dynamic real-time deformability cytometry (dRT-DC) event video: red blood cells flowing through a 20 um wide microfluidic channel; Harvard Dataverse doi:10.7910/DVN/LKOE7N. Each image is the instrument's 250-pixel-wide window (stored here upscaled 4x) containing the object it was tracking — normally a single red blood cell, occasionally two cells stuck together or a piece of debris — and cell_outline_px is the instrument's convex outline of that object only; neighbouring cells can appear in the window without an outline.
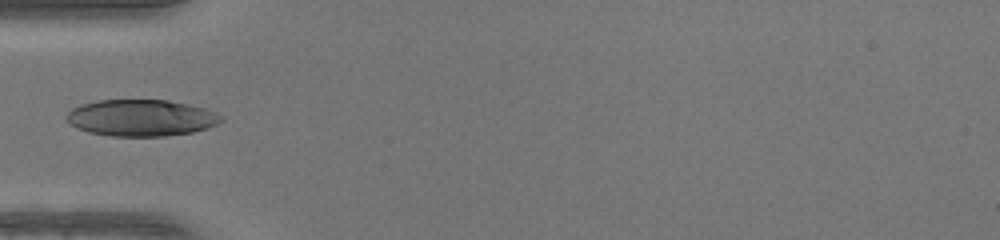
{"species": "human", "species_latin": "Homo sapiens", "temperature_condition": "warm", "stored_images_in_passage": 31, "camera_frame_rate_fps": 3000, "um_per_image_px": 0.085, "donor": {"sex": "female"}, "frame": {"image": 1, "passage_image": 1, "time_ms": 0.0, "image_size_px": [1000, 240], "cell_outline_px": [[224, 120], [208, 128], [192, 132], [164, 136], [112, 136], [88, 132], [76, 128], [68, 124], [64, 120], [64, 116], [72, 108], [80, 104], [96, 100], [168, 100], [188, 104], [204, 108], [216, 112]], "centroid_in_image_um": [11.94, 10.01], "position_along_channel_um": 73.1, "area_um2": 33.23}}
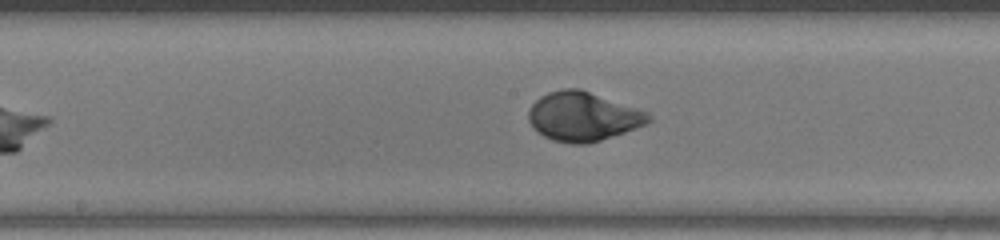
{"frame": {"image": 2, "passage_image": 10, "time_ms": 3.0, "image_size_px": [1000, 240], "cell_outline_px": [[652, 120], [648, 124], [588, 144], [572, 144], [552, 140], [536, 132], [532, 128], [528, 120], [528, 112], [532, 104], [540, 96], [548, 92], [560, 88], [580, 88], [648, 112], [652, 116]], "centroid_in_image_um": [49.53, 9.9], "position_along_channel_um": 198.7, "area_um2": 34.56}}
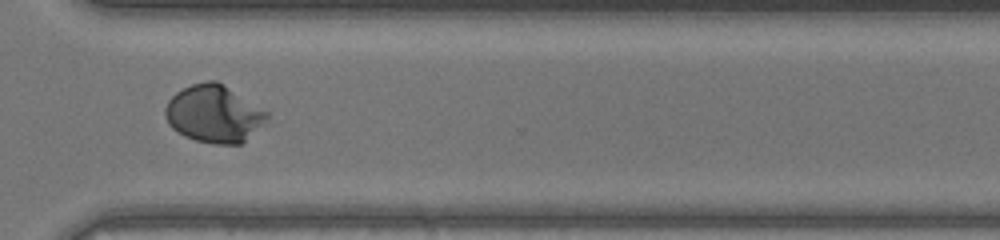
{"frame": {"image": 3, "passage_image": 21, "time_ms": 6.667, "image_size_px": [1000, 240], "cell_outline_px": [[272, 124], [240, 144], [212, 144], [196, 140], [184, 136], [172, 128], [168, 124], [164, 116], [164, 108], [168, 100], [176, 92], [192, 84], [208, 80], [216, 80], [268, 112]], "centroid_in_image_um": [18.25, 9.71], "position_along_channel_um": 352.4, "area_um2": 34.74}}